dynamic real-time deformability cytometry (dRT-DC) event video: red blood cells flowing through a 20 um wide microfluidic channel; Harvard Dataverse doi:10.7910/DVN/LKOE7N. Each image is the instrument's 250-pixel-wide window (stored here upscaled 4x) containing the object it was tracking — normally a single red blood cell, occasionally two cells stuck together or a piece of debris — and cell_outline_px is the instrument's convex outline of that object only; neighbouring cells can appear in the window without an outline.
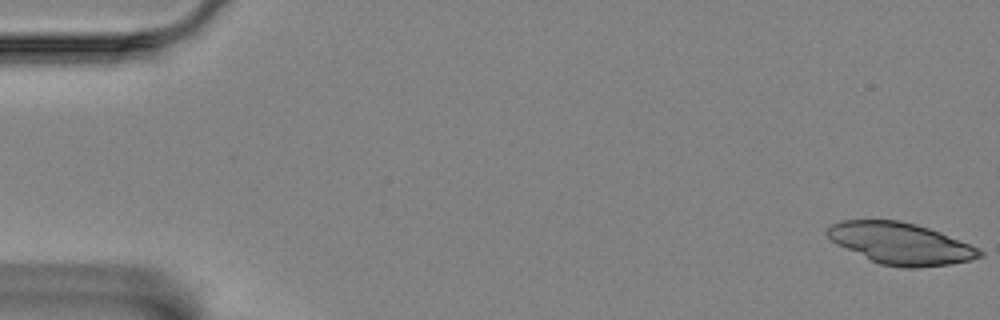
{"species": "Egyptian fruit bat (a non-hibernating species)", "species_latin": "Rousettus aegyptiacus", "temperature_condition": "room temperature", "stored_images_in_passage": 41, "camera_frame_rate_fps": 3000, "um_per_image_px": 0.085, "animal": {"sex": "female"}, "frame": {"image": 1, "passage_image": 1, "time_ms": 0.0, "image_size_px": [1000, 320], "cell_outline_px": [[984, 256], [972, 260], [948, 264], [916, 268], [904, 268], [880, 264], [836, 244], [824, 232], [832, 224], [840, 220], [900, 220], [916, 224], [940, 232], [968, 244], [984, 252]], "centroid_in_image_um": [76.54, 20.69], "position_along_channel_um": 8.5, "area_um2": 36.65}}